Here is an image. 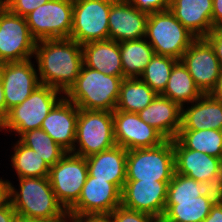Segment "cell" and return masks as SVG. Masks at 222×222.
<instances>
[{"mask_svg": "<svg viewBox=\"0 0 222 222\" xmlns=\"http://www.w3.org/2000/svg\"><path fill=\"white\" fill-rule=\"evenodd\" d=\"M170 12L197 38H205L213 29V0H171Z\"/></svg>", "mask_w": 222, "mask_h": 222, "instance_id": "obj_20", "label": "cell"}, {"mask_svg": "<svg viewBox=\"0 0 222 222\" xmlns=\"http://www.w3.org/2000/svg\"><path fill=\"white\" fill-rule=\"evenodd\" d=\"M16 215L11 202L0 207V222H13Z\"/></svg>", "mask_w": 222, "mask_h": 222, "instance_id": "obj_40", "label": "cell"}, {"mask_svg": "<svg viewBox=\"0 0 222 222\" xmlns=\"http://www.w3.org/2000/svg\"><path fill=\"white\" fill-rule=\"evenodd\" d=\"M158 94L140 78H124L115 110L138 113L146 108Z\"/></svg>", "mask_w": 222, "mask_h": 222, "instance_id": "obj_28", "label": "cell"}, {"mask_svg": "<svg viewBox=\"0 0 222 222\" xmlns=\"http://www.w3.org/2000/svg\"><path fill=\"white\" fill-rule=\"evenodd\" d=\"M19 140L36 151L50 167L54 166L67 153L41 128L26 131Z\"/></svg>", "mask_w": 222, "mask_h": 222, "instance_id": "obj_31", "label": "cell"}, {"mask_svg": "<svg viewBox=\"0 0 222 222\" xmlns=\"http://www.w3.org/2000/svg\"><path fill=\"white\" fill-rule=\"evenodd\" d=\"M7 115H8V111L6 108L5 96H4L3 85H2V78L0 74V126L7 118Z\"/></svg>", "mask_w": 222, "mask_h": 222, "instance_id": "obj_42", "label": "cell"}, {"mask_svg": "<svg viewBox=\"0 0 222 222\" xmlns=\"http://www.w3.org/2000/svg\"><path fill=\"white\" fill-rule=\"evenodd\" d=\"M7 111L21 104L40 85L31 60L0 63Z\"/></svg>", "mask_w": 222, "mask_h": 222, "instance_id": "obj_17", "label": "cell"}, {"mask_svg": "<svg viewBox=\"0 0 222 222\" xmlns=\"http://www.w3.org/2000/svg\"><path fill=\"white\" fill-rule=\"evenodd\" d=\"M222 192L209 189L194 199L166 200L165 212L159 222H202Z\"/></svg>", "mask_w": 222, "mask_h": 222, "instance_id": "obj_23", "label": "cell"}, {"mask_svg": "<svg viewBox=\"0 0 222 222\" xmlns=\"http://www.w3.org/2000/svg\"><path fill=\"white\" fill-rule=\"evenodd\" d=\"M212 24L214 28H222V0H213Z\"/></svg>", "mask_w": 222, "mask_h": 222, "instance_id": "obj_39", "label": "cell"}, {"mask_svg": "<svg viewBox=\"0 0 222 222\" xmlns=\"http://www.w3.org/2000/svg\"><path fill=\"white\" fill-rule=\"evenodd\" d=\"M108 218L112 222H159L157 218L150 214L131 210L122 205L115 208L108 215Z\"/></svg>", "mask_w": 222, "mask_h": 222, "instance_id": "obj_34", "label": "cell"}, {"mask_svg": "<svg viewBox=\"0 0 222 222\" xmlns=\"http://www.w3.org/2000/svg\"><path fill=\"white\" fill-rule=\"evenodd\" d=\"M164 97L172 100L181 108H184V103H192L199 99L203 93L196 86L187 67L179 60L171 71L167 86L161 94Z\"/></svg>", "mask_w": 222, "mask_h": 222, "instance_id": "obj_26", "label": "cell"}, {"mask_svg": "<svg viewBox=\"0 0 222 222\" xmlns=\"http://www.w3.org/2000/svg\"><path fill=\"white\" fill-rule=\"evenodd\" d=\"M116 145L128 150L155 147L166 138L154 127L146 124L138 113L113 111Z\"/></svg>", "mask_w": 222, "mask_h": 222, "instance_id": "obj_16", "label": "cell"}, {"mask_svg": "<svg viewBox=\"0 0 222 222\" xmlns=\"http://www.w3.org/2000/svg\"><path fill=\"white\" fill-rule=\"evenodd\" d=\"M147 40L143 38L119 43L124 78H140L155 55Z\"/></svg>", "mask_w": 222, "mask_h": 222, "instance_id": "obj_27", "label": "cell"}, {"mask_svg": "<svg viewBox=\"0 0 222 222\" xmlns=\"http://www.w3.org/2000/svg\"><path fill=\"white\" fill-rule=\"evenodd\" d=\"M50 110L41 124L43 129L66 152H72L76 138L79 108L65 96Z\"/></svg>", "mask_w": 222, "mask_h": 222, "instance_id": "obj_19", "label": "cell"}, {"mask_svg": "<svg viewBox=\"0 0 222 222\" xmlns=\"http://www.w3.org/2000/svg\"><path fill=\"white\" fill-rule=\"evenodd\" d=\"M20 191L10 183V202L16 214L45 222H62L67 211L58 202L48 177L18 178Z\"/></svg>", "mask_w": 222, "mask_h": 222, "instance_id": "obj_2", "label": "cell"}, {"mask_svg": "<svg viewBox=\"0 0 222 222\" xmlns=\"http://www.w3.org/2000/svg\"><path fill=\"white\" fill-rule=\"evenodd\" d=\"M178 61L170 56L155 54L146 66L140 79L148 84L157 94H162L167 86L173 66Z\"/></svg>", "mask_w": 222, "mask_h": 222, "instance_id": "obj_32", "label": "cell"}, {"mask_svg": "<svg viewBox=\"0 0 222 222\" xmlns=\"http://www.w3.org/2000/svg\"><path fill=\"white\" fill-rule=\"evenodd\" d=\"M147 19L148 14L128 0H114L108 17L109 39L120 43L145 38Z\"/></svg>", "mask_w": 222, "mask_h": 222, "instance_id": "obj_18", "label": "cell"}, {"mask_svg": "<svg viewBox=\"0 0 222 222\" xmlns=\"http://www.w3.org/2000/svg\"><path fill=\"white\" fill-rule=\"evenodd\" d=\"M205 39L213 47L222 68V28H214Z\"/></svg>", "mask_w": 222, "mask_h": 222, "instance_id": "obj_37", "label": "cell"}, {"mask_svg": "<svg viewBox=\"0 0 222 222\" xmlns=\"http://www.w3.org/2000/svg\"><path fill=\"white\" fill-rule=\"evenodd\" d=\"M75 143L71 153L85 158L116 146L113 112L79 109Z\"/></svg>", "mask_w": 222, "mask_h": 222, "instance_id": "obj_6", "label": "cell"}, {"mask_svg": "<svg viewBox=\"0 0 222 222\" xmlns=\"http://www.w3.org/2000/svg\"><path fill=\"white\" fill-rule=\"evenodd\" d=\"M34 57L40 84L65 94L75 83L83 66L82 45L71 38L37 41Z\"/></svg>", "mask_w": 222, "mask_h": 222, "instance_id": "obj_1", "label": "cell"}, {"mask_svg": "<svg viewBox=\"0 0 222 222\" xmlns=\"http://www.w3.org/2000/svg\"><path fill=\"white\" fill-rule=\"evenodd\" d=\"M181 61L203 94H209L216 88L222 68L213 47L205 38H197Z\"/></svg>", "mask_w": 222, "mask_h": 222, "instance_id": "obj_15", "label": "cell"}, {"mask_svg": "<svg viewBox=\"0 0 222 222\" xmlns=\"http://www.w3.org/2000/svg\"><path fill=\"white\" fill-rule=\"evenodd\" d=\"M194 102L186 110L182 108L180 130L215 129L222 131V101L209 93L203 94Z\"/></svg>", "mask_w": 222, "mask_h": 222, "instance_id": "obj_24", "label": "cell"}, {"mask_svg": "<svg viewBox=\"0 0 222 222\" xmlns=\"http://www.w3.org/2000/svg\"><path fill=\"white\" fill-rule=\"evenodd\" d=\"M126 161L127 150L118 145L86 157L90 176L107 180L121 191L126 182Z\"/></svg>", "mask_w": 222, "mask_h": 222, "instance_id": "obj_22", "label": "cell"}, {"mask_svg": "<svg viewBox=\"0 0 222 222\" xmlns=\"http://www.w3.org/2000/svg\"><path fill=\"white\" fill-rule=\"evenodd\" d=\"M88 176L86 158L67 152L49 170V181L58 202L68 211L79 199Z\"/></svg>", "mask_w": 222, "mask_h": 222, "instance_id": "obj_10", "label": "cell"}, {"mask_svg": "<svg viewBox=\"0 0 222 222\" xmlns=\"http://www.w3.org/2000/svg\"><path fill=\"white\" fill-rule=\"evenodd\" d=\"M138 115L168 140L175 139L181 128L182 108L161 94L138 112Z\"/></svg>", "mask_w": 222, "mask_h": 222, "instance_id": "obj_21", "label": "cell"}, {"mask_svg": "<svg viewBox=\"0 0 222 222\" xmlns=\"http://www.w3.org/2000/svg\"><path fill=\"white\" fill-rule=\"evenodd\" d=\"M175 173L202 182L222 192V165L218 157L185 148L176 138L173 139Z\"/></svg>", "mask_w": 222, "mask_h": 222, "instance_id": "obj_13", "label": "cell"}, {"mask_svg": "<svg viewBox=\"0 0 222 222\" xmlns=\"http://www.w3.org/2000/svg\"><path fill=\"white\" fill-rule=\"evenodd\" d=\"M211 94L222 101V71H221V75L219 77L218 83L216 85V88L211 92Z\"/></svg>", "mask_w": 222, "mask_h": 222, "instance_id": "obj_43", "label": "cell"}, {"mask_svg": "<svg viewBox=\"0 0 222 222\" xmlns=\"http://www.w3.org/2000/svg\"><path fill=\"white\" fill-rule=\"evenodd\" d=\"M83 63L86 67L105 75L123 76L119 42L102 40L82 45Z\"/></svg>", "mask_w": 222, "mask_h": 222, "instance_id": "obj_25", "label": "cell"}, {"mask_svg": "<svg viewBox=\"0 0 222 222\" xmlns=\"http://www.w3.org/2000/svg\"><path fill=\"white\" fill-rule=\"evenodd\" d=\"M155 54L181 60L185 51L197 39L170 10L148 15L146 35Z\"/></svg>", "mask_w": 222, "mask_h": 222, "instance_id": "obj_4", "label": "cell"}, {"mask_svg": "<svg viewBox=\"0 0 222 222\" xmlns=\"http://www.w3.org/2000/svg\"><path fill=\"white\" fill-rule=\"evenodd\" d=\"M123 76L105 75L84 64L65 97L79 109L113 112L117 106Z\"/></svg>", "mask_w": 222, "mask_h": 222, "instance_id": "obj_3", "label": "cell"}, {"mask_svg": "<svg viewBox=\"0 0 222 222\" xmlns=\"http://www.w3.org/2000/svg\"><path fill=\"white\" fill-rule=\"evenodd\" d=\"M36 43L26 18L10 12L4 6L0 11V63L31 59Z\"/></svg>", "mask_w": 222, "mask_h": 222, "instance_id": "obj_11", "label": "cell"}, {"mask_svg": "<svg viewBox=\"0 0 222 222\" xmlns=\"http://www.w3.org/2000/svg\"><path fill=\"white\" fill-rule=\"evenodd\" d=\"M4 7V0H0V11L3 9Z\"/></svg>", "mask_w": 222, "mask_h": 222, "instance_id": "obj_47", "label": "cell"}, {"mask_svg": "<svg viewBox=\"0 0 222 222\" xmlns=\"http://www.w3.org/2000/svg\"><path fill=\"white\" fill-rule=\"evenodd\" d=\"M11 157L12 167L18 178L48 177L50 166L36 151L24 145L20 140L14 145Z\"/></svg>", "mask_w": 222, "mask_h": 222, "instance_id": "obj_30", "label": "cell"}, {"mask_svg": "<svg viewBox=\"0 0 222 222\" xmlns=\"http://www.w3.org/2000/svg\"><path fill=\"white\" fill-rule=\"evenodd\" d=\"M58 94H61V91L40 84L27 99L8 111L7 118L0 126V131L8 129L21 136L26 131L40 129L43 120L61 99Z\"/></svg>", "mask_w": 222, "mask_h": 222, "instance_id": "obj_7", "label": "cell"}, {"mask_svg": "<svg viewBox=\"0 0 222 222\" xmlns=\"http://www.w3.org/2000/svg\"><path fill=\"white\" fill-rule=\"evenodd\" d=\"M82 222H112L108 216L82 217Z\"/></svg>", "mask_w": 222, "mask_h": 222, "instance_id": "obj_44", "label": "cell"}, {"mask_svg": "<svg viewBox=\"0 0 222 222\" xmlns=\"http://www.w3.org/2000/svg\"><path fill=\"white\" fill-rule=\"evenodd\" d=\"M219 159H220V161H221V165H222V153H221V156H220V158H219Z\"/></svg>", "mask_w": 222, "mask_h": 222, "instance_id": "obj_48", "label": "cell"}, {"mask_svg": "<svg viewBox=\"0 0 222 222\" xmlns=\"http://www.w3.org/2000/svg\"><path fill=\"white\" fill-rule=\"evenodd\" d=\"M175 173L173 140L127 151L126 180L171 181Z\"/></svg>", "mask_w": 222, "mask_h": 222, "instance_id": "obj_5", "label": "cell"}, {"mask_svg": "<svg viewBox=\"0 0 222 222\" xmlns=\"http://www.w3.org/2000/svg\"><path fill=\"white\" fill-rule=\"evenodd\" d=\"M141 12L152 14L169 10L171 0H128Z\"/></svg>", "mask_w": 222, "mask_h": 222, "instance_id": "obj_36", "label": "cell"}, {"mask_svg": "<svg viewBox=\"0 0 222 222\" xmlns=\"http://www.w3.org/2000/svg\"><path fill=\"white\" fill-rule=\"evenodd\" d=\"M49 0H4V6L12 13L26 17L40 5Z\"/></svg>", "mask_w": 222, "mask_h": 222, "instance_id": "obj_35", "label": "cell"}, {"mask_svg": "<svg viewBox=\"0 0 222 222\" xmlns=\"http://www.w3.org/2000/svg\"><path fill=\"white\" fill-rule=\"evenodd\" d=\"M68 221L69 222H82V217H77V218L67 217V219L63 220L62 222H68Z\"/></svg>", "mask_w": 222, "mask_h": 222, "instance_id": "obj_46", "label": "cell"}, {"mask_svg": "<svg viewBox=\"0 0 222 222\" xmlns=\"http://www.w3.org/2000/svg\"><path fill=\"white\" fill-rule=\"evenodd\" d=\"M10 202V182L0 178V207Z\"/></svg>", "mask_w": 222, "mask_h": 222, "instance_id": "obj_41", "label": "cell"}, {"mask_svg": "<svg viewBox=\"0 0 222 222\" xmlns=\"http://www.w3.org/2000/svg\"><path fill=\"white\" fill-rule=\"evenodd\" d=\"M176 139L187 149L200 151L213 157L221 156V130H179Z\"/></svg>", "mask_w": 222, "mask_h": 222, "instance_id": "obj_29", "label": "cell"}, {"mask_svg": "<svg viewBox=\"0 0 222 222\" xmlns=\"http://www.w3.org/2000/svg\"><path fill=\"white\" fill-rule=\"evenodd\" d=\"M121 205V190L107 180L88 174L78 201L67 211L68 217L108 216Z\"/></svg>", "mask_w": 222, "mask_h": 222, "instance_id": "obj_12", "label": "cell"}, {"mask_svg": "<svg viewBox=\"0 0 222 222\" xmlns=\"http://www.w3.org/2000/svg\"><path fill=\"white\" fill-rule=\"evenodd\" d=\"M114 0H73L70 38L81 45L109 39L108 17Z\"/></svg>", "mask_w": 222, "mask_h": 222, "instance_id": "obj_9", "label": "cell"}, {"mask_svg": "<svg viewBox=\"0 0 222 222\" xmlns=\"http://www.w3.org/2000/svg\"><path fill=\"white\" fill-rule=\"evenodd\" d=\"M13 222H45V221L16 215Z\"/></svg>", "mask_w": 222, "mask_h": 222, "instance_id": "obj_45", "label": "cell"}, {"mask_svg": "<svg viewBox=\"0 0 222 222\" xmlns=\"http://www.w3.org/2000/svg\"><path fill=\"white\" fill-rule=\"evenodd\" d=\"M169 182L126 180L121 191V205L160 221L165 212Z\"/></svg>", "mask_w": 222, "mask_h": 222, "instance_id": "obj_14", "label": "cell"}, {"mask_svg": "<svg viewBox=\"0 0 222 222\" xmlns=\"http://www.w3.org/2000/svg\"><path fill=\"white\" fill-rule=\"evenodd\" d=\"M209 186L187 176L174 173L168 184L167 200L194 199L205 194Z\"/></svg>", "mask_w": 222, "mask_h": 222, "instance_id": "obj_33", "label": "cell"}, {"mask_svg": "<svg viewBox=\"0 0 222 222\" xmlns=\"http://www.w3.org/2000/svg\"><path fill=\"white\" fill-rule=\"evenodd\" d=\"M25 18L36 41L70 38L73 25V0H49Z\"/></svg>", "mask_w": 222, "mask_h": 222, "instance_id": "obj_8", "label": "cell"}, {"mask_svg": "<svg viewBox=\"0 0 222 222\" xmlns=\"http://www.w3.org/2000/svg\"><path fill=\"white\" fill-rule=\"evenodd\" d=\"M202 222H222V196L211 207L210 213Z\"/></svg>", "mask_w": 222, "mask_h": 222, "instance_id": "obj_38", "label": "cell"}]
</instances>
